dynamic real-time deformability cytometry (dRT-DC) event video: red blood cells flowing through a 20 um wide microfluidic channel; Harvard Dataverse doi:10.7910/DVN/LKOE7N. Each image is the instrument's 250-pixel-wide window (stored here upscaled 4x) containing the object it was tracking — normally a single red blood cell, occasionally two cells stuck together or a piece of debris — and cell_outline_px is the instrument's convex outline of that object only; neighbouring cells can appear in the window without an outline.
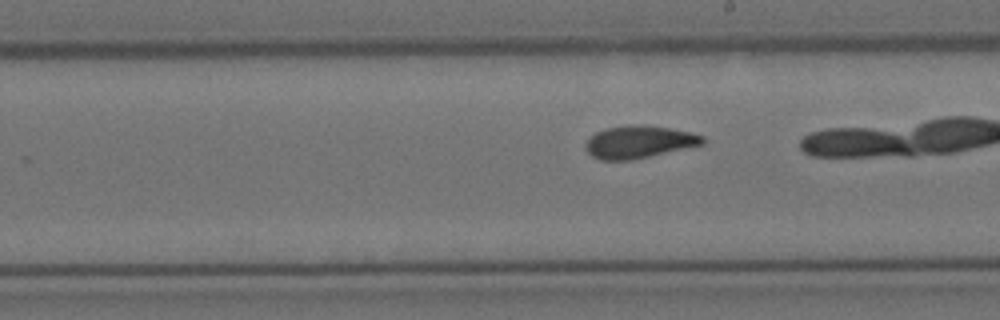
{"species": "Egyptian fruit bat (a non-hibernating species)", "species_latin": "Rousettus aegyptiacus", "temperature_condition": "cold", "stored_images_in_passage": 30, "camera_frame_rate_fps": 3000, "um_per_image_px": 0.085, "animal": {"sex": "female"}, "frame": {"image": 1, "passage_image": 18, "time_ms": 5.667, "image_size_px": [1000, 320], "cell_outline_px": [[704, 144], [648, 156], [628, 160], [600, 160], [592, 156], [584, 148], [584, 144], [596, 132], [604, 128], [632, 124], [644, 124], [692, 132], [704, 136]], "centroid_in_image_um": [54.29, 12.05], "position_along_channel_um": 234.7, "area_um2": 22.08}}